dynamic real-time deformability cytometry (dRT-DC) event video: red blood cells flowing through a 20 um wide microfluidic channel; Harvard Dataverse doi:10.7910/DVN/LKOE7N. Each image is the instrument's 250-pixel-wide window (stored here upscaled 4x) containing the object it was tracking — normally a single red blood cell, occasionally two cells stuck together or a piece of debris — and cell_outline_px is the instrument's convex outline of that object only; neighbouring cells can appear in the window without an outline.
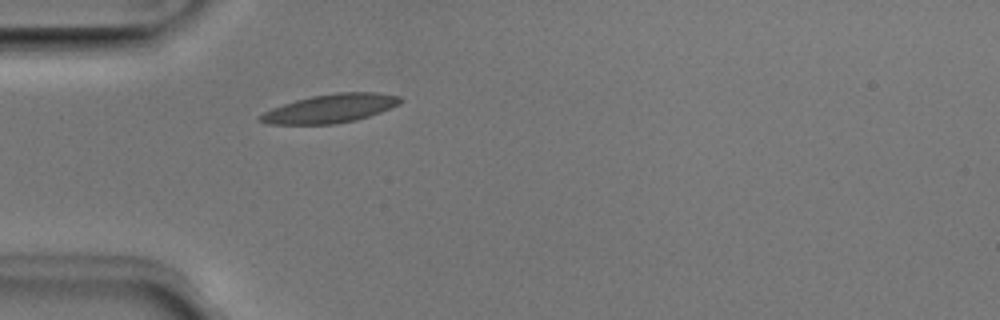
{"species": "Egyptian fruit bat (a non-hibernating species)", "species_latin": "Rousettus aegyptiacus", "temperature_condition": "room temperature", "stored_images_in_passage": 37, "camera_frame_rate_fps": 3000, "um_per_image_px": 0.085, "animal": {"sex": "male"}, "frame": {"image": 1, "passage_image": 1, "time_ms": 0.0, "image_size_px": [1000, 320], "cell_outline_px": [[404, 100], [400, 104], [380, 112], [356, 120], [336, 124], [268, 124], [256, 120], [264, 112], [272, 108], [296, 100], [312, 96], [336, 92], [376, 92], [400, 96]], "centroid_in_image_um": [28.1, 9.22], "position_along_channel_um": 56.9, "area_um2": 23.35}}
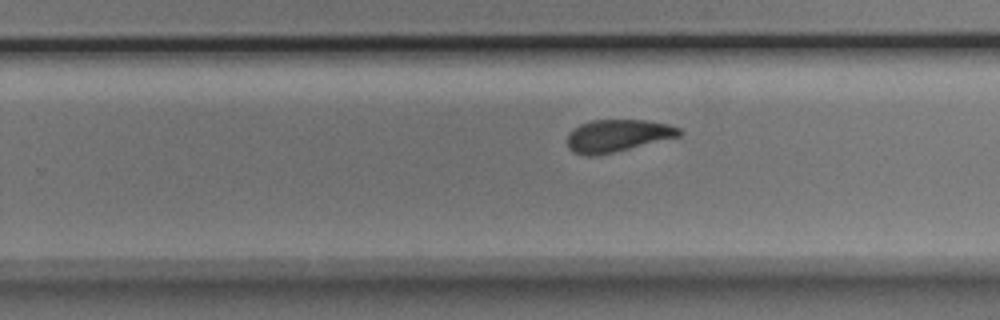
{"frame": {"image": 2, "passage_image": 18, "time_ms": 5.667, "image_size_px": [1000, 320], "cell_outline_px": [[684, 132], [680, 136], [596, 156], [584, 156], [572, 152], [568, 148], [568, 132], [572, 128], [580, 124], [592, 120], [644, 120], [668, 124], [680, 128]], "centroid_in_image_um": [52.46, 11.53], "position_along_channel_um": 277.3, "area_um2": 21.15}}
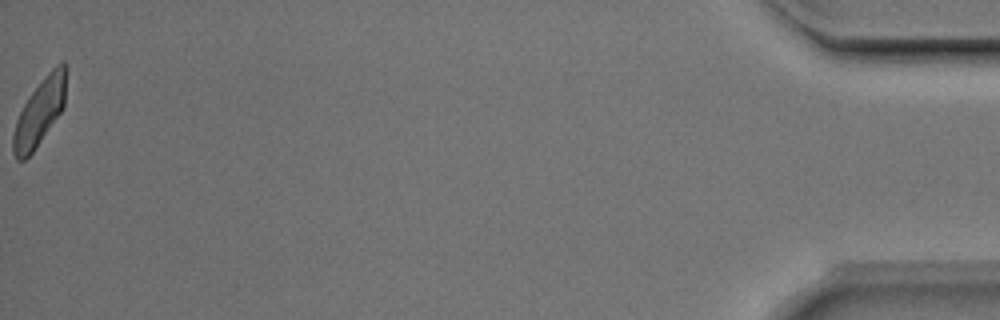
{"frame": {"image": 3, "passage_image": 37, "time_ms": 12.0, "image_size_px": [1000, 320], "cell_outline_px": [[64, 104], [60, 112], [32, 152], [24, 160], [16, 160], [12, 152], [12, 136], [16, 120], [24, 104], [32, 92], [44, 76], [56, 64], [64, 60]], "centroid_in_image_um": [3.31, 9.56], "position_along_channel_um": 431.9, "area_um2": 19.83}, "authors_computed_cell_mechanics": {"area_um2": 21.3282, "velocity_mm_per_s": 3.9857, "shape_relaxation_time_tau1_ms": 3.3344, "shape_relaxation_time_tau2_ms": 2.4242, "deformation_change_tau1": 0.1316, "deformation_change_tau2": 0.0799}}